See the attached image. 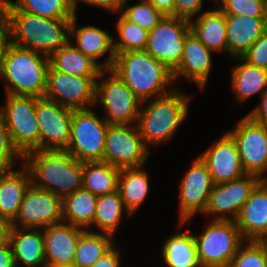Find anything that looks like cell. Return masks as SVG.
I'll list each match as a JSON object with an SVG mask.
<instances>
[{
	"label": "cell",
	"mask_w": 267,
	"mask_h": 267,
	"mask_svg": "<svg viewBox=\"0 0 267 267\" xmlns=\"http://www.w3.org/2000/svg\"><path fill=\"white\" fill-rule=\"evenodd\" d=\"M120 168L104 161L83 163L82 187L96 196L118 191Z\"/></svg>",
	"instance_id": "1f68e13d"
},
{
	"label": "cell",
	"mask_w": 267,
	"mask_h": 267,
	"mask_svg": "<svg viewBox=\"0 0 267 267\" xmlns=\"http://www.w3.org/2000/svg\"><path fill=\"white\" fill-rule=\"evenodd\" d=\"M17 159L23 160V156L13 146L4 114L0 111V171L13 168Z\"/></svg>",
	"instance_id": "ab89813d"
},
{
	"label": "cell",
	"mask_w": 267,
	"mask_h": 267,
	"mask_svg": "<svg viewBox=\"0 0 267 267\" xmlns=\"http://www.w3.org/2000/svg\"><path fill=\"white\" fill-rule=\"evenodd\" d=\"M11 45L10 27L6 14L0 8V69L8 47Z\"/></svg>",
	"instance_id": "7bdbcfd3"
},
{
	"label": "cell",
	"mask_w": 267,
	"mask_h": 267,
	"mask_svg": "<svg viewBox=\"0 0 267 267\" xmlns=\"http://www.w3.org/2000/svg\"><path fill=\"white\" fill-rule=\"evenodd\" d=\"M84 230L65 222L44 228L46 267H73L76 246Z\"/></svg>",
	"instance_id": "d6986e66"
},
{
	"label": "cell",
	"mask_w": 267,
	"mask_h": 267,
	"mask_svg": "<svg viewBox=\"0 0 267 267\" xmlns=\"http://www.w3.org/2000/svg\"><path fill=\"white\" fill-rule=\"evenodd\" d=\"M49 57L11 44L0 69L5 93L17 96L43 97L46 90Z\"/></svg>",
	"instance_id": "5b68a950"
},
{
	"label": "cell",
	"mask_w": 267,
	"mask_h": 267,
	"mask_svg": "<svg viewBox=\"0 0 267 267\" xmlns=\"http://www.w3.org/2000/svg\"><path fill=\"white\" fill-rule=\"evenodd\" d=\"M97 79L98 77L71 76L54 70L49 65L43 97L71 110L89 109L95 105Z\"/></svg>",
	"instance_id": "7c38bea8"
},
{
	"label": "cell",
	"mask_w": 267,
	"mask_h": 267,
	"mask_svg": "<svg viewBox=\"0 0 267 267\" xmlns=\"http://www.w3.org/2000/svg\"><path fill=\"white\" fill-rule=\"evenodd\" d=\"M120 251L113 246L104 256H102L91 267H120L121 255Z\"/></svg>",
	"instance_id": "bcb514c9"
},
{
	"label": "cell",
	"mask_w": 267,
	"mask_h": 267,
	"mask_svg": "<svg viewBox=\"0 0 267 267\" xmlns=\"http://www.w3.org/2000/svg\"><path fill=\"white\" fill-rule=\"evenodd\" d=\"M189 32V20L175 16H164L149 31L144 51L173 71L182 59L185 37Z\"/></svg>",
	"instance_id": "8fae6325"
},
{
	"label": "cell",
	"mask_w": 267,
	"mask_h": 267,
	"mask_svg": "<svg viewBox=\"0 0 267 267\" xmlns=\"http://www.w3.org/2000/svg\"><path fill=\"white\" fill-rule=\"evenodd\" d=\"M253 121L267 126V87L262 93L260 104L247 114Z\"/></svg>",
	"instance_id": "f6af8a7d"
},
{
	"label": "cell",
	"mask_w": 267,
	"mask_h": 267,
	"mask_svg": "<svg viewBox=\"0 0 267 267\" xmlns=\"http://www.w3.org/2000/svg\"><path fill=\"white\" fill-rule=\"evenodd\" d=\"M260 242L264 245L265 249L267 250V234L261 239Z\"/></svg>",
	"instance_id": "f907efd6"
},
{
	"label": "cell",
	"mask_w": 267,
	"mask_h": 267,
	"mask_svg": "<svg viewBox=\"0 0 267 267\" xmlns=\"http://www.w3.org/2000/svg\"><path fill=\"white\" fill-rule=\"evenodd\" d=\"M162 256L168 267H201L195 239L189 229L169 236L162 247Z\"/></svg>",
	"instance_id": "4dcf8cb0"
},
{
	"label": "cell",
	"mask_w": 267,
	"mask_h": 267,
	"mask_svg": "<svg viewBox=\"0 0 267 267\" xmlns=\"http://www.w3.org/2000/svg\"><path fill=\"white\" fill-rule=\"evenodd\" d=\"M150 149L136 124H109L105 136L103 161L118 168L144 166Z\"/></svg>",
	"instance_id": "30bf717a"
},
{
	"label": "cell",
	"mask_w": 267,
	"mask_h": 267,
	"mask_svg": "<svg viewBox=\"0 0 267 267\" xmlns=\"http://www.w3.org/2000/svg\"><path fill=\"white\" fill-rule=\"evenodd\" d=\"M111 69L141 102L164 96L175 89L168 87L174 82L172 71L146 51L116 53Z\"/></svg>",
	"instance_id": "277c9868"
},
{
	"label": "cell",
	"mask_w": 267,
	"mask_h": 267,
	"mask_svg": "<svg viewBox=\"0 0 267 267\" xmlns=\"http://www.w3.org/2000/svg\"><path fill=\"white\" fill-rule=\"evenodd\" d=\"M212 52L190 31L185 37L182 59L172 71L173 80L183 76L188 82L196 83L199 89L205 88L212 69Z\"/></svg>",
	"instance_id": "7402d4cb"
},
{
	"label": "cell",
	"mask_w": 267,
	"mask_h": 267,
	"mask_svg": "<svg viewBox=\"0 0 267 267\" xmlns=\"http://www.w3.org/2000/svg\"><path fill=\"white\" fill-rule=\"evenodd\" d=\"M191 97L175 88L164 96L142 102L136 127L147 147L161 145L174 137L188 115Z\"/></svg>",
	"instance_id": "3957f363"
},
{
	"label": "cell",
	"mask_w": 267,
	"mask_h": 267,
	"mask_svg": "<svg viewBox=\"0 0 267 267\" xmlns=\"http://www.w3.org/2000/svg\"><path fill=\"white\" fill-rule=\"evenodd\" d=\"M0 171V217L10 224L17 217L24 193L31 184L28 168Z\"/></svg>",
	"instance_id": "d4e9b609"
},
{
	"label": "cell",
	"mask_w": 267,
	"mask_h": 267,
	"mask_svg": "<svg viewBox=\"0 0 267 267\" xmlns=\"http://www.w3.org/2000/svg\"><path fill=\"white\" fill-rule=\"evenodd\" d=\"M120 39L113 38L114 53L144 51L149 31L127 20L122 14L115 25Z\"/></svg>",
	"instance_id": "d590c367"
},
{
	"label": "cell",
	"mask_w": 267,
	"mask_h": 267,
	"mask_svg": "<svg viewBox=\"0 0 267 267\" xmlns=\"http://www.w3.org/2000/svg\"><path fill=\"white\" fill-rule=\"evenodd\" d=\"M80 1L116 13L121 11L126 0H73L75 12Z\"/></svg>",
	"instance_id": "ee69618b"
},
{
	"label": "cell",
	"mask_w": 267,
	"mask_h": 267,
	"mask_svg": "<svg viewBox=\"0 0 267 267\" xmlns=\"http://www.w3.org/2000/svg\"><path fill=\"white\" fill-rule=\"evenodd\" d=\"M6 14L11 44L49 57L70 41L71 20L50 19L18 10L10 0H0Z\"/></svg>",
	"instance_id": "6da1fadb"
},
{
	"label": "cell",
	"mask_w": 267,
	"mask_h": 267,
	"mask_svg": "<svg viewBox=\"0 0 267 267\" xmlns=\"http://www.w3.org/2000/svg\"><path fill=\"white\" fill-rule=\"evenodd\" d=\"M124 211L131 215L125 208L118 191L108 195H101L97 198V206L92 226L97 227L100 233L114 236L119 226Z\"/></svg>",
	"instance_id": "836d02e7"
},
{
	"label": "cell",
	"mask_w": 267,
	"mask_h": 267,
	"mask_svg": "<svg viewBox=\"0 0 267 267\" xmlns=\"http://www.w3.org/2000/svg\"><path fill=\"white\" fill-rule=\"evenodd\" d=\"M113 238L97 230H84L76 246L73 267H91L114 246Z\"/></svg>",
	"instance_id": "d6a6232c"
},
{
	"label": "cell",
	"mask_w": 267,
	"mask_h": 267,
	"mask_svg": "<svg viewBox=\"0 0 267 267\" xmlns=\"http://www.w3.org/2000/svg\"><path fill=\"white\" fill-rule=\"evenodd\" d=\"M127 3L128 0L123 4L120 13L127 20L148 31L152 30L164 17L150 2L139 0L132 6Z\"/></svg>",
	"instance_id": "8d00e7d4"
},
{
	"label": "cell",
	"mask_w": 267,
	"mask_h": 267,
	"mask_svg": "<svg viewBox=\"0 0 267 267\" xmlns=\"http://www.w3.org/2000/svg\"><path fill=\"white\" fill-rule=\"evenodd\" d=\"M262 179L254 174L213 186L204 214L214 220L235 221L251 192Z\"/></svg>",
	"instance_id": "2e32d148"
},
{
	"label": "cell",
	"mask_w": 267,
	"mask_h": 267,
	"mask_svg": "<svg viewBox=\"0 0 267 267\" xmlns=\"http://www.w3.org/2000/svg\"><path fill=\"white\" fill-rule=\"evenodd\" d=\"M49 65L71 76L98 77L102 68L76 49L70 41L49 56Z\"/></svg>",
	"instance_id": "4316f807"
},
{
	"label": "cell",
	"mask_w": 267,
	"mask_h": 267,
	"mask_svg": "<svg viewBox=\"0 0 267 267\" xmlns=\"http://www.w3.org/2000/svg\"><path fill=\"white\" fill-rule=\"evenodd\" d=\"M243 242L228 267H267V250L260 241ZM245 244V246H244Z\"/></svg>",
	"instance_id": "74e56055"
},
{
	"label": "cell",
	"mask_w": 267,
	"mask_h": 267,
	"mask_svg": "<svg viewBox=\"0 0 267 267\" xmlns=\"http://www.w3.org/2000/svg\"><path fill=\"white\" fill-rule=\"evenodd\" d=\"M77 15L73 17L70 25V37H75V42L70 43L80 52L90 57L102 69H111L115 59L113 50V37L110 33L93 25L77 26ZM76 43V44H75ZM109 52L108 57L102 63L98 58Z\"/></svg>",
	"instance_id": "44dd1931"
},
{
	"label": "cell",
	"mask_w": 267,
	"mask_h": 267,
	"mask_svg": "<svg viewBox=\"0 0 267 267\" xmlns=\"http://www.w3.org/2000/svg\"><path fill=\"white\" fill-rule=\"evenodd\" d=\"M240 61L231 70V87L235 93L236 101H245L256 93H262L267 87V70L249 65L241 57H235Z\"/></svg>",
	"instance_id": "f1b7e54d"
},
{
	"label": "cell",
	"mask_w": 267,
	"mask_h": 267,
	"mask_svg": "<svg viewBox=\"0 0 267 267\" xmlns=\"http://www.w3.org/2000/svg\"><path fill=\"white\" fill-rule=\"evenodd\" d=\"M227 52L232 58L242 57L259 37L267 31L266 18L225 15Z\"/></svg>",
	"instance_id": "cb8c5ba5"
},
{
	"label": "cell",
	"mask_w": 267,
	"mask_h": 267,
	"mask_svg": "<svg viewBox=\"0 0 267 267\" xmlns=\"http://www.w3.org/2000/svg\"><path fill=\"white\" fill-rule=\"evenodd\" d=\"M190 31L209 50L227 52L225 15L217 6L190 20Z\"/></svg>",
	"instance_id": "484cf974"
},
{
	"label": "cell",
	"mask_w": 267,
	"mask_h": 267,
	"mask_svg": "<svg viewBox=\"0 0 267 267\" xmlns=\"http://www.w3.org/2000/svg\"><path fill=\"white\" fill-rule=\"evenodd\" d=\"M262 181L265 182V183L267 184V176H264V177L262 178Z\"/></svg>",
	"instance_id": "816d5d0a"
},
{
	"label": "cell",
	"mask_w": 267,
	"mask_h": 267,
	"mask_svg": "<svg viewBox=\"0 0 267 267\" xmlns=\"http://www.w3.org/2000/svg\"><path fill=\"white\" fill-rule=\"evenodd\" d=\"M249 65L267 70V31L241 57Z\"/></svg>",
	"instance_id": "60d3db41"
},
{
	"label": "cell",
	"mask_w": 267,
	"mask_h": 267,
	"mask_svg": "<svg viewBox=\"0 0 267 267\" xmlns=\"http://www.w3.org/2000/svg\"><path fill=\"white\" fill-rule=\"evenodd\" d=\"M179 185V225L182 226L194 215L204 213L214 186L211 174L199 156L184 173Z\"/></svg>",
	"instance_id": "9a60e30c"
},
{
	"label": "cell",
	"mask_w": 267,
	"mask_h": 267,
	"mask_svg": "<svg viewBox=\"0 0 267 267\" xmlns=\"http://www.w3.org/2000/svg\"><path fill=\"white\" fill-rule=\"evenodd\" d=\"M8 242L16 267H46L43 229L10 226Z\"/></svg>",
	"instance_id": "603a6c76"
},
{
	"label": "cell",
	"mask_w": 267,
	"mask_h": 267,
	"mask_svg": "<svg viewBox=\"0 0 267 267\" xmlns=\"http://www.w3.org/2000/svg\"><path fill=\"white\" fill-rule=\"evenodd\" d=\"M22 162L29 170L33 186L62 199L82 188L83 162L67 150H34L26 153Z\"/></svg>",
	"instance_id": "7a4b0ae2"
},
{
	"label": "cell",
	"mask_w": 267,
	"mask_h": 267,
	"mask_svg": "<svg viewBox=\"0 0 267 267\" xmlns=\"http://www.w3.org/2000/svg\"><path fill=\"white\" fill-rule=\"evenodd\" d=\"M61 222H63L62 198L30 184L11 226L44 229Z\"/></svg>",
	"instance_id": "5bb4252c"
},
{
	"label": "cell",
	"mask_w": 267,
	"mask_h": 267,
	"mask_svg": "<svg viewBox=\"0 0 267 267\" xmlns=\"http://www.w3.org/2000/svg\"><path fill=\"white\" fill-rule=\"evenodd\" d=\"M204 0H175V17L192 20L202 10Z\"/></svg>",
	"instance_id": "b9f144b4"
},
{
	"label": "cell",
	"mask_w": 267,
	"mask_h": 267,
	"mask_svg": "<svg viewBox=\"0 0 267 267\" xmlns=\"http://www.w3.org/2000/svg\"><path fill=\"white\" fill-rule=\"evenodd\" d=\"M13 146L24 156L40 150V132L36 117V97L6 94V104L0 106Z\"/></svg>",
	"instance_id": "ba28073f"
},
{
	"label": "cell",
	"mask_w": 267,
	"mask_h": 267,
	"mask_svg": "<svg viewBox=\"0 0 267 267\" xmlns=\"http://www.w3.org/2000/svg\"><path fill=\"white\" fill-rule=\"evenodd\" d=\"M200 235H194L201 267H228L245 242L235 221L212 220Z\"/></svg>",
	"instance_id": "52a82bcc"
},
{
	"label": "cell",
	"mask_w": 267,
	"mask_h": 267,
	"mask_svg": "<svg viewBox=\"0 0 267 267\" xmlns=\"http://www.w3.org/2000/svg\"><path fill=\"white\" fill-rule=\"evenodd\" d=\"M265 5H267V0H261Z\"/></svg>",
	"instance_id": "db71d44e"
},
{
	"label": "cell",
	"mask_w": 267,
	"mask_h": 267,
	"mask_svg": "<svg viewBox=\"0 0 267 267\" xmlns=\"http://www.w3.org/2000/svg\"><path fill=\"white\" fill-rule=\"evenodd\" d=\"M106 72L110 75L105 77ZM108 124H136L142 102L112 69H102L96 80L95 105Z\"/></svg>",
	"instance_id": "8992f818"
},
{
	"label": "cell",
	"mask_w": 267,
	"mask_h": 267,
	"mask_svg": "<svg viewBox=\"0 0 267 267\" xmlns=\"http://www.w3.org/2000/svg\"><path fill=\"white\" fill-rule=\"evenodd\" d=\"M0 267H16L9 242L0 246Z\"/></svg>",
	"instance_id": "c3c4849f"
},
{
	"label": "cell",
	"mask_w": 267,
	"mask_h": 267,
	"mask_svg": "<svg viewBox=\"0 0 267 267\" xmlns=\"http://www.w3.org/2000/svg\"><path fill=\"white\" fill-rule=\"evenodd\" d=\"M73 110L56 101L36 97V117L40 132V150H66L70 142Z\"/></svg>",
	"instance_id": "e0dca14e"
},
{
	"label": "cell",
	"mask_w": 267,
	"mask_h": 267,
	"mask_svg": "<svg viewBox=\"0 0 267 267\" xmlns=\"http://www.w3.org/2000/svg\"><path fill=\"white\" fill-rule=\"evenodd\" d=\"M10 226L6 219L0 217V246L8 242Z\"/></svg>",
	"instance_id": "681fc988"
},
{
	"label": "cell",
	"mask_w": 267,
	"mask_h": 267,
	"mask_svg": "<svg viewBox=\"0 0 267 267\" xmlns=\"http://www.w3.org/2000/svg\"><path fill=\"white\" fill-rule=\"evenodd\" d=\"M224 15L266 18V5L261 0H215Z\"/></svg>",
	"instance_id": "f35d334b"
},
{
	"label": "cell",
	"mask_w": 267,
	"mask_h": 267,
	"mask_svg": "<svg viewBox=\"0 0 267 267\" xmlns=\"http://www.w3.org/2000/svg\"><path fill=\"white\" fill-rule=\"evenodd\" d=\"M244 241H261L267 234V184L256 185L235 220Z\"/></svg>",
	"instance_id": "ffe728a7"
},
{
	"label": "cell",
	"mask_w": 267,
	"mask_h": 267,
	"mask_svg": "<svg viewBox=\"0 0 267 267\" xmlns=\"http://www.w3.org/2000/svg\"><path fill=\"white\" fill-rule=\"evenodd\" d=\"M150 2L164 16H175V0H144Z\"/></svg>",
	"instance_id": "7dc6e473"
},
{
	"label": "cell",
	"mask_w": 267,
	"mask_h": 267,
	"mask_svg": "<svg viewBox=\"0 0 267 267\" xmlns=\"http://www.w3.org/2000/svg\"><path fill=\"white\" fill-rule=\"evenodd\" d=\"M144 169L143 166L120 169L118 192L131 215L136 213L149 194V176Z\"/></svg>",
	"instance_id": "83f0119b"
},
{
	"label": "cell",
	"mask_w": 267,
	"mask_h": 267,
	"mask_svg": "<svg viewBox=\"0 0 267 267\" xmlns=\"http://www.w3.org/2000/svg\"><path fill=\"white\" fill-rule=\"evenodd\" d=\"M227 133L236 142L246 174H254L262 179L267 171V126L245 115Z\"/></svg>",
	"instance_id": "4fadbf2b"
},
{
	"label": "cell",
	"mask_w": 267,
	"mask_h": 267,
	"mask_svg": "<svg viewBox=\"0 0 267 267\" xmlns=\"http://www.w3.org/2000/svg\"><path fill=\"white\" fill-rule=\"evenodd\" d=\"M98 196L83 187L62 199L63 222L89 230L97 206Z\"/></svg>",
	"instance_id": "f546056e"
},
{
	"label": "cell",
	"mask_w": 267,
	"mask_h": 267,
	"mask_svg": "<svg viewBox=\"0 0 267 267\" xmlns=\"http://www.w3.org/2000/svg\"><path fill=\"white\" fill-rule=\"evenodd\" d=\"M266 28H267V5H266Z\"/></svg>",
	"instance_id": "f5cc1de1"
},
{
	"label": "cell",
	"mask_w": 267,
	"mask_h": 267,
	"mask_svg": "<svg viewBox=\"0 0 267 267\" xmlns=\"http://www.w3.org/2000/svg\"><path fill=\"white\" fill-rule=\"evenodd\" d=\"M10 2L21 11L50 19L72 20L73 0H16Z\"/></svg>",
	"instance_id": "e575fe53"
},
{
	"label": "cell",
	"mask_w": 267,
	"mask_h": 267,
	"mask_svg": "<svg viewBox=\"0 0 267 267\" xmlns=\"http://www.w3.org/2000/svg\"><path fill=\"white\" fill-rule=\"evenodd\" d=\"M108 125L91 108L73 110L70 142L66 150L83 163L103 161Z\"/></svg>",
	"instance_id": "9c48e42d"
},
{
	"label": "cell",
	"mask_w": 267,
	"mask_h": 267,
	"mask_svg": "<svg viewBox=\"0 0 267 267\" xmlns=\"http://www.w3.org/2000/svg\"><path fill=\"white\" fill-rule=\"evenodd\" d=\"M199 157L207 166L214 185L241 178L246 174L236 142L227 132Z\"/></svg>",
	"instance_id": "ac0fdd59"
}]
</instances>
